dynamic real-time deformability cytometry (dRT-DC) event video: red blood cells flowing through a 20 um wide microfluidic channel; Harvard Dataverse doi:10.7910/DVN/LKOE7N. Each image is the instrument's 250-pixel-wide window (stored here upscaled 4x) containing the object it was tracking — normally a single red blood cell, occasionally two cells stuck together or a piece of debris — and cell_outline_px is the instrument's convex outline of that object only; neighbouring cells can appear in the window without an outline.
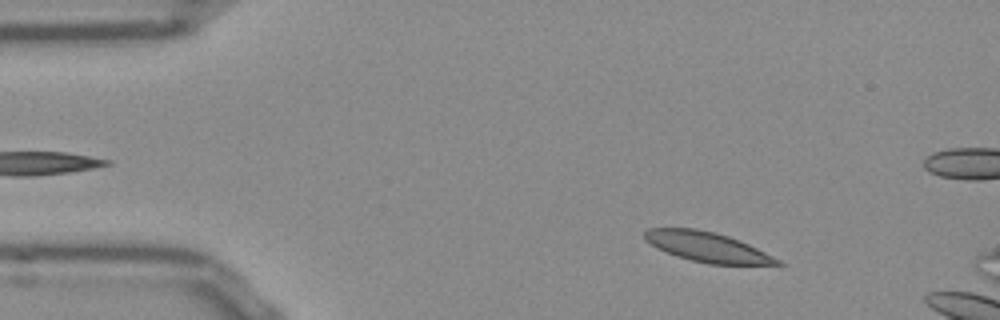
{"species": "Egyptian fruit bat (a non-hibernating species)", "species_latin": "Rousettus aegyptiacus", "temperature_condition": "room temperature", "stored_images_in_passage": 52, "camera_frame_rate_fps": 3000, "um_per_image_px": 0.085, "frame": {"image": 1, "passage_image": 6, "time_ms": 1.667, "image_size_px": [1000, 320], "cell_outline_px": [[784, 264], [708, 264], [676, 256], [656, 248], [644, 240], [644, 232], [648, 228], [696, 228], [728, 236], [740, 240], [780, 260]], "centroid_in_image_um": [60.04, 20.98], "position_along_channel_um": 25.0, "area_um2": 22.83}}
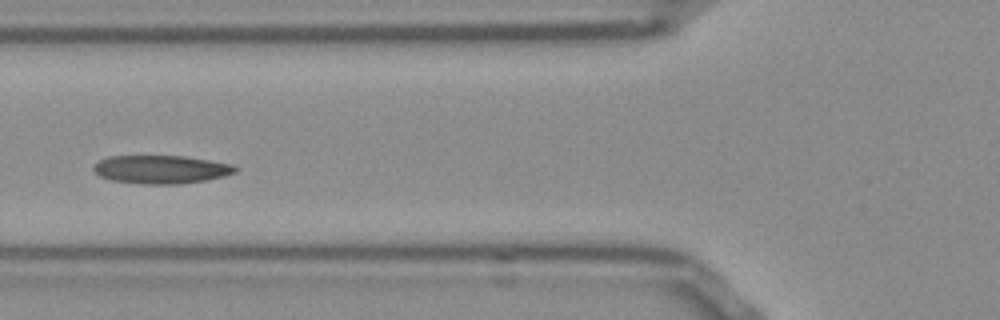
{"frame": {"image": 2, "passage_image": 18, "time_ms": 5.667, "image_size_px": [1000, 320], "cell_outline_px": [[236, 172], [224, 176], [204, 180], [180, 184], [144, 184], [112, 180], [100, 176], [92, 168], [100, 160], [108, 156], [184, 156], [232, 164], [236, 168]], "centroid_in_image_um": [13.68, 14.4], "position_along_channel_um": 112.1, "area_um2": 23.12}}
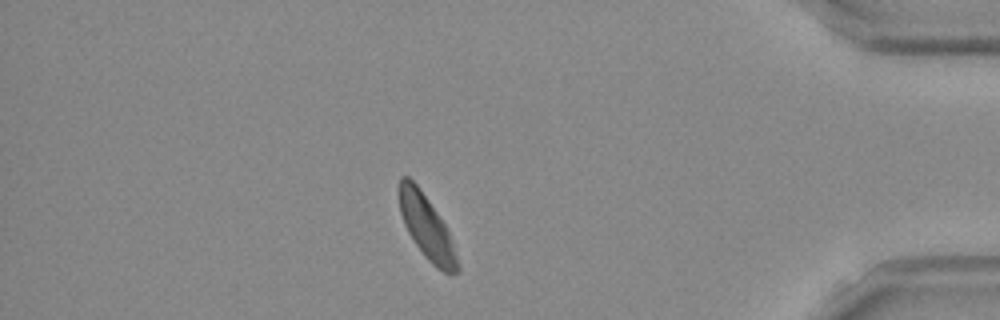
{"frame": {"image": 3, "passage_image": 44, "time_ms": 14.333, "image_size_px": [1000, 320], "cell_outline_px": [[460, 272], [444, 272], [436, 268], [424, 256], [408, 232], [404, 224], [400, 212], [400, 176], [408, 176], [416, 184], [436, 212], [444, 224], [448, 232], [460, 268]], "centroid_in_image_um": [36.25, 19.34], "position_along_channel_um": 398.9, "area_um2": 20.81}, "authors_computed_cell_mechanics": {"area_um2": 23.12, "velocity_mm_per_s": 3.7892, "shape_relaxation_time_tau1_ms": 3.6696, "shape_relaxation_time_tau2_ms": 3.2168, "deformation_change_tau1": 0.1145, "deformation_change_tau2": 0.0759}}